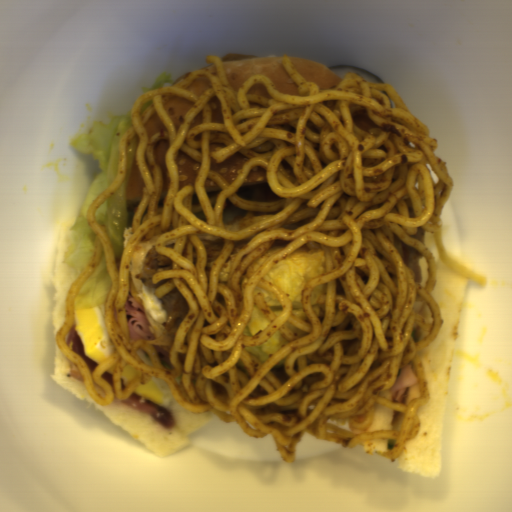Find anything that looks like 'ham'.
<instances>
[{"label":"ham","instance_id":"obj_1","mask_svg":"<svg viewBox=\"0 0 512 512\" xmlns=\"http://www.w3.org/2000/svg\"><path fill=\"white\" fill-rule=\"evenodd\" d=\"M126 322L129 340H155V335L143 303L126 294Z\"/></svg>","mask_w":512,"mask_h":512},{"label":"ham","instance_id":"obj_2","mask_svg":"<svg viewBox=\"0 0 512 512\" xmlns=\"http://www.w3.org/2000/svg\"><path fill=\"white\" fill-rule=\"evenodd\" d=\"M386 391L393 403L406 404L422 396L421 385L412 360L401 366L395 383Z\"/></svg>","mask_w":512,"mask_h":512}]
</instances>
